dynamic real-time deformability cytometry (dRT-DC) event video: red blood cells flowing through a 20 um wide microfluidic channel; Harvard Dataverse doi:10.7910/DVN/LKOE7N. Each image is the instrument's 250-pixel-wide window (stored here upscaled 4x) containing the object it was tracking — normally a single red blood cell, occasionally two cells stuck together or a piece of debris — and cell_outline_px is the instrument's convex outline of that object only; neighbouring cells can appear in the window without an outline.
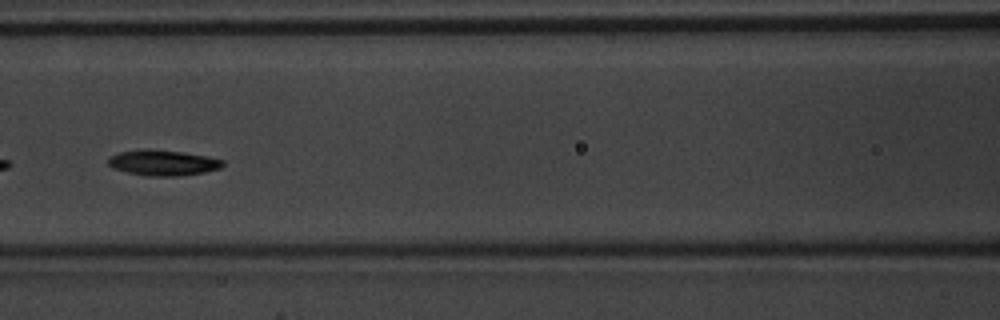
{"species": "common noctule bat (a hibernating species)", "species_latin": "Nyctalus noctula", "temperature_condition": "warm", "stored_images_in_passage": 34, "camera_frame_rate_fps": 3000, "um_per_image_px": 0.085, "animal": {"sex": "male", "body_mass_g": 20.1, "forearm_length_mm": 53.5}, "frame": {"image": 1, "passage_image": 10, "time_ms": 3.0, "image_size_px": [1000, 320], "cell_outline_px": [[224, 164], [220, 168], [204, 172], [180, 176], [144, 176], [112, 168], [108, 164], [108, 156], [120, 152], [148, 148], [184, 152], [208, 156], [224, 160]], "centroid_in_image_um": [13.84, 13.83], "position_along_channel_um": 152.8, "area_um2": 17.28}, "authors_computed_cell_mechanics": {"area_um2": 16.4441, "velocity_mm_per_s": 4.1051, "shape_relaxation_time_tau1_ms": 2.7199, "shape_relaxation_time_tau2_ms": null, "deformation_change_tau1": 0.1445, "deformation_change_tau2": null}}